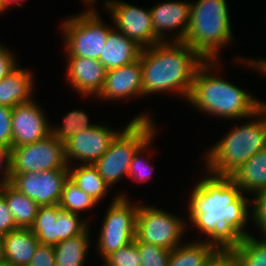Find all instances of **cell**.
I'll return each mask as SVG.
<instances>
[{"label":"cell","mask_w":266,"mask_h":266,"mask_svg":"<svg viewBox=\"0 0 266 266\" xmlns=\"http://www.w3.org/2000/svg\"><path fill=\"white\" fill-rule=\"evenodd\" d=\"M152 120L148 114L135 116L117 133L106 153L93 164L110 187L118 183L124 175H128L134 154L155 135L157 129Z\"/></svg>","instance_id":"6"},{"label":"cell","mask_w":266,"mask_h":266,"mask_svg":"<svg viewBox=\"0 0 266 266\" xmlns=\"http://www.w3.org/2000/svg\"><path fill=\"white\" fill-rule=\"evenodd\" d=\"M31 72L20 67L0 80V105L10 108L31 101L35 83Z\"/></svg>","instance_id":"20"},{"label":"cell","mask_w":266,"mask_h":266,"mask_svg":"<svg viewBox=\"0 0 266 266\" xmlns=\"http://www.w3.org/2000/svg\"><path fill=\"white\" fill-rule=\"evenodd\" d=\"M118 132L96 124L74 135L64 143L67 165L73 164L72 159L82 161L80 164L93 165L106 153Z\"/></svg>","instance_id":"13"},{"label":"cell","mask_w":266,"mask_h":266,"mask_svg":"<svg viewBox=\"0 0 266 266\" xmlns=\"http://www.w3.org/2000/svg\"><path fill=\"white\" fill-rule=\"evenodd\" d=\"M142 47L126 37L120 30L111 29L105 46L101 51L99 62L106 71L131 64L140 58Z\"/></svg>","instance_id":"18"},{"label":"cell","mask_w":266,"mask_h":266,"mask_svg":"<svg viewBox=\"0 0 266 266\" xmlns=\"http://www.w3.org/2000/svg\"><path fill=\"white\" fill-rule=\"evenodd\" d=\"M6 8L2 5V3H1V0H0V13H2V12H6Z\"/></svg>","instance_id":"45"},{"label":"cell","mask_w":266,"mask_h":266,"mask_svg":"<svg viewBox=\"0 0 266 266\" xmlns=\"http://www.w3.org/2000/svg\"><path fill=\"white\" fill-rule=\"evenodd\" d=\"M61 24L67 56H80L99 60L111 30L95 11H84Z\"/></svg>","instance_id":"7"},{"label":"cell","mask_w":266,"mask_h":266,"mask_svg":"<svg viewBox=\"0 0 266 266\" xmlns=\"http://www.w3.org/2000/svg\"><path fill=\"white\" fill-rule=\"evenodd\" d=\"M103 261V266H141L142 262L135 240L120 247Z\"/></svg>","instance_id":"31"},{"label":"cell","mask_w":266,"mask_h":266,"mask_svg":"<svg viewBox=\"0 0 266 266\" xmlns=\"http://www.w3.org/2000/svg\"><path fill=\"white\" fill-rule=\"evenodd\" d=\"M147 206L139 205L135 241L157 245L170 251L182 244L181 238L187 223L167 211Z\"/></svg>","instance_id":"9"},{"label":"cell","mask_w":266,"mask_h":266,"mask_svg":"<svg viewBox=\"0 0 266 266\" xmlns=\"http://www.w3.org/2000/svg\"><path fill=\"white\" fill-rule=\"evenodd\" d=\"M23 0H1L2 5L7 9L12 4H16L18 7H22L21 2Z\"/></svg>","instance_id":"42"},{"label":"cell","mask_w":266,"mask_h":266,"mask_svg":"<svg viewBox=\"0 0 266 266\" xmlns=\"http://www.w3.org/2000/svg\"><path fill=\"white\" fill-rule=\"evenodd\" d=\"M220 250L206 241L180 244L170 252L168 266H208Z\"/></svg>","instance_id":"22"},{"label":"cell","mask_w":266,"mask_h":266,"mask_svg":"<svg viewBox=\"0 0 266 266\" xmlns=\"http://www.w3.org/2000/svg\"><path fill=\"white\" fill-rule=\"evenodd\" d=\"M59 215V205L40 206L34 223L30 228L40 244L56 245V225Z\"/></svg>","instance_id":"26"},{"label":"cell","mask_w":266,"mask_h":266,"mask_svg":"<svg viewBox=\"0 0 266 266\" xmlns=\"http://www.w3.org/2000/svg\"><path fill=\"white\" fill-rule=\"evenodd\" d=\"M0 266H10L7 262H3L0 264Z\"/></svg>","instance_id":"46"},{"label":"cell","mask_w":266,"mask_h":266,"mask_svg":"<svg viewBox=\"0 0 266 266\" xmlns=\"http://www.w3.org/2000/svg\"><path fill=\"white\" fill-rule=\"evenodd\" d=\"M242 192L266 189V148L259 150L230 176Z\"/></svg>","instance_id":"21"},{"label":"cell","mask_w":266,"mask_h":266,"mask_svg":"<svg viewBox=\"0 0 266 266\" xmlns=\"http://www.w3.org/2000/svg\"><path fill=\"white\" fill-rule=\"evenodd\" d=\"M10 153L11 174L68 169L64 143L51 133L40 141L12 147Z\"/></svg>","instance_id":"10"},{"label":"cell","mask_w":266,"mask_h":266,"mask_svg":"<svg viewBox=\"0 0 266 266\" xmlns=\"http://www.w3.org/2000/svg\"><path fill=\"white\" fill-rule=\"evenodd\" d=\"M141 266H168L170 250L146 242H136Z\"/></svg>","instance_id":"32"},{"label":"cell","mask_w":266,"mask_h":266,"mask_svg":"<svg viewBox=\"0 0 266 266\" xmlns=\"http://www.w3.org/2000/svg\"><path fill=\"white\" fill-rule=\"evenodd\" d=\"M228 176L209 174L191 192L189 221L220 251L231 250L248 236L244 229L249 215V198Z\"/></svg>","instance_id":"1"},{"label":"cell","mask_w":266,"mask_h":266,"mask_svg":"<svg viewBox=\"0 0 266 266\" xmlns=\"http://www.w3.org/2000/svg\"><path fill=\"white\" fill-rule=\"evenodd\" d=\"M13 54L4 45L0 44V80L17 67L16 56L14 58Z\"/></svg>","instance_id":"38"},{"label":"cell","mask_w":266,"mask_h":266,"mask_svg":"<svg viewBox=\"0 0 266 266\" xmlns=\"http://www.w3.org/2000/svg\"><path fill=\"white\" fill-rule=\"evenodd\" d=\"M0 193L5 197L17 228L30 229L40 206L34 200L14 188L10 183L2 185Z\"/></svg>","instance_id":"23"},{"label":"cell","mask_w":266,"mask_h":266,"mask_svg":"<svg viewBox=\"0 0 266 266\" xmlns=\"http://www.w3.org/2000/svg\"><path fill=\"white\" fill-rule=\"evenodd\" d=\"M44 112L34 101L12 108V147L31 144L50 134V125Z\"/></svg>","instance_id":"14"},{"label":"cell","mask_w":266,"mask_h":266,"mask_svg":"<svg viewBox=\"0 0 266 266\" xmlns=\"http://www.w3.org/2000/svg\"><path fill=\"white\" fill-rule=\"evenodd\" d=\"M105 7L111 12L115 28L143 49L160 42L154 34L150 9L144 10L122 0H107Z\"/></svg>","instance_id":"12"},{"label":"cell","mask_w":266,"mask_h":266,"mask_svg":"<svg viewBox=\"0 0 266 266\" xmlns=\"http://www.w3.org/2000/svg\"><path fill=\"white\" fill-rule=\"evenodd\" d=\"M252 202L251 220L259 228L263 238H266V189L257 192L251 199Z\"/></svg>","instance_id":"34"},{"label":"cell","mask_w":266,"mask_h":266,"mask_svg":"<svg viewBox=\"0 0 266 266\" xmlns=\"http://www.w3.org/2000/svg\"><path fill=\"white\" fill-rule=\"evenodd\" d=\"M208 266H241V263L230 250H224L219 251Z\"/></svg>","instance_id":"39"},{"label":"cell","mask_w":266,"mask_h":266,"mask_svg":"<svg viewBox=\"0 0 266 266\" xmlns=\"http://www.w3.org/2000/svg\"><path fill=\"white\" fill-rule=\"evenodd\" d=\"M89 116L83 110H72L64 116L63 124L58 127H50V133L60 142L65 143L74 135L96 124H89ZM53 128V129H52Z\"/></svg>","instance_id":"29"},{"label":"cell","mask_w":266,"mask_h":266,"mask_svg":"<svg viewBox=\"0 0 266 266\" xmlns=\"http://www.w3.org/2000/svg\"><path fill=\"white\" fill-rule=\"evenodd\" d=\"M143 95L142 66L140 58L135 62L106 71L105 82L99 99H128Z\"/></svg>","instance_id":"16"},{"label":"cell","mask_w":266,"mask_h":266,"mask_svg":"<svg viewBox=\"0 0 266 266\" xmlns=\"http://www.w3.org/2000/svg\"><path fill=\"white\" fill-rule=\"evenodd\" d=\"M78 167L72 168V164L68 166L69 179L75 185L88 194L97 203L102 200L108 193L110 186L99 175L97 169L90 164H80Z\"/></svg>","instance_id":"25"},{"label":"cell","mask_w":266,"mask_h":266,"mask_svg":"<svg viewBox=\"0 0 266 266\" xmlns=\"http://www.w3.org/2000/svg\"><path fill=\"white\" fill-rule=\"evenodd\" d=\"M190 9L191 3L185 1H167L152 6L150 10L155 37L160 42H168L165 32L179 28V33L174 35L176 38L169 39V42L183 41L189 27Z\"/></svg>","instance_id":"15"},{"label":"cell","mask_w":266,"mask_h":266,"mask_svg":"<svg viewBox=\"0 0 266 266\" xmlns=\"http://www.w3.org/2000/svg\"><path fill=\"white\" fill-rule=\"evenodd\" d=\"M230 251L238 258L241 266H266V238L259 240L250 234Z\"/></svg>","instance_id":"27"},{"label":"cell","mask_w":266,"mask_h":266,"mask_svg":"<svg viewBox=\"0 0 266 266\" xmlns=\"http://www.w3.org/2000/svg\"><path fill=\"white\" fill-rule=\"evenodd\" d=\"M17 229L16 222L8 208L5 197L0 193V235L3 236Z\"/></svg>","instance_id":"37"},{"label":"cell","mask_w":266,"mask_h":266,"mask_svg":"<svg viewBox=\"0 0 266 266\" xmlns=\"http://www.w3.org/2000/svg\"><path fill=\"white\" fill-rule=\"evenodd\" d=\"M242 59V60H241ZM237 60L239 61V62H241V63H243V64H245L246 65V63H247V65L248 66H252L251 68H255V70L257 69V70H259L258 72H260V73H262L263 72V75H265L264 77H266V59L264 60H262L261 59V61L260 60H253V59H243V58H240L239 57V59L237 58Z\"/></svg>","instance_id":"41"},{"label":"cell","mask_w":266,"mask_h":266,"mask_svg":"<svg viewBox=\"0 0 266 266\" xmlns=\"http://www.w3.org/2000/svg\"><path fill=\"white\" fill-rule=\"evenodd\" d=\"M28 266H56L54 247L39 244Z\"/></svg>","instance_id":"36"},{"label":"cell","mask_w":266,"mask_h":266,"mask_svg":"<svg viewBox=\"0 0 266 266\" xmlns=\"http://www.w3.org/2000/svg\"><path fill=\"white\" fill-rule=\"evenodd\" d=\"M68 169H51L41 173L11 174L10 184L39 206L58 205Z\"/></svg>","instance_id":"11"},{"label":"cell","mask_w":266,"mask_h":266,"mask_svg":"<svg viewBox=\"0 0 266 266\" xmlns=\"http://www.w3.org/2000/svg\"><path fill=\"white\" fill-rule=\"evenodd\" d=\"M86 2V5L89 4L87 7V11H95L94 7L92 8V6H94V2L97 1V0H83ZM90 6V8H89Z\"/></svg>","instance_id":"44"},{"label":"cell","mask_w":266,"mask_h":266,"mask_svg":"<svg viewBox=\"0 0 266 266\" xmlns=\"http://www.w3.org/2000/svg\"><path fill=\"white\" fill-rule=\"evenodd\" d=\"M96 204L97 202L75 185L71 179L68 178L64 183L58 204L61 209L79 214L80 211L88 210Z\"/></svg>","instance_id":"28"},{"label":"cell","mask_w":266,"mask_h":266,"mask_svg":"<svg viewBox=\"0 0 266 266\" xmlns=\"http://www.w3.org/2000/svg\"><path fill=\"white\" fill-rule=\"evenodd\" d=\"M3 166V167H2ZM1 185L10 183L11 181V153L6 149L0 148V170H2Z\"/></svg>","instance_id":"40"},{"label":"cell","mask_w":266,"mask_h":266,"mask_svg":"<svg viewBox=\"0 0 266 266\" xmlns=\"http://www.w3.org/2000/svg\"><path fill=\"white\" fill-rule=\"evenodd\" d=\"M217 62L219 61H205L199 67L187 101L201 112L212 116L230 120L253 118V114L264 102L257 100L232 82L215 76L212 71L217 67Z\"/></svg>","instance_id":"3"},{"label":"cell","mask_w":266,"mask_h":266,"mask_svg":"<svg viewBox=\"0 0 266 266\" xmlns=\"http://www.w3.org/2000/svg\"><path fill=\"white\" fill-rule=\"evenodd\" d=\"M79 215L63 210L59 206V215L55 222L56 245L62 240L80 235L89 227L88 222L81 219Z\"/></svg>","instance_id":"30"},{"label":"cell","mask_w":266,"mask_h":266,"mask_svg":"<svg viewBox=\"0 0 266 266\" xmlns=\"http://www.w3.org/2000/svg\"><path fill=\"white\" fill-rule=\"evenodd\" d=\"M89 227L80 235L60 241L54 247L56 266H84L89 251Z\"/></svg>","instance_id":"24"},{"label":"cell","mask_w":266,"mask_h":266,"mask_svg":"<svg viewBox=\"0 0 266 266\" xmlns=\"http://www.w3.org/2000/svg\"><path fill=\"white\" fill-rule=\"evenodd\" d=\"M205 60L183 41L159 42L142 49L143 96L157 92L181 94L188 99L195 74Z\"/></svg>","instance_id":"2"},{"label":"cell","mask_w":266,"mask_h":266,"mask_svg":"<svg viewBox=\"0 0 266 266\" xmlns=\"http://www.w3.org/2000/svg\"><path fill=\"white\" fill-rule=\"evenodd\" d=\"M67 80L72 88L82 96L101 92L105 82V67L96 59L67 56Z\"/></svg>","instance_id":"17"},{"label":"cell","mask_w":266,"mask_h":266,"mask_svg":"<svg viewBox=\"0 0 266 266\" xmlns=\"http://www.w3.org/2000/svg\"><path fill=\"white\" fill-rule=\"evenodd\" d=\"M125 196H115L104 216L96 246L103 260L135 240L139 204L131 205Z\"/></svg>","instance_id":"8"},{"label":"cell","mask_w":266,"mask_h":266,"mask_svg":"<svg viewBox=\"0 0 266 266\" xmlns=\"http://www.w3.org/2000/svg\"><path fill=\"white\" fill-rule=\"evenodd\" d=\"M4 258L10 266H28L40 242L31 229L18 228L2 236Z\"/></svg>","instance_id":"19"},{"label":"cell","mask_w":266,"mask_h":266,"mask_svg":"<svg viewBox=\"0 0 266 266\" xmlns=\"http://www.w3.org/2000/svg\"><path fill=\"white\" fill-rule=\"evenodd\" d=\"M154 139L153 136L145 142V144L138 149V151L134 154L132 161L130 163L129 171H128V177L134 179L138 182H146L151 178V173L153 172V169L151 166H149L147 163L142 161L143 157L141 153L147 152L148 154V147L150 146L151 140ZM141 157V158H140Z\"/></svg>","instance_id":"33"},{"label":"cell","mask_w":266,"mask_h":266,"mask_svg":"<svg viewBox=\"0 0 266 266\" xmlns=\"http://www.w3.org/2000/svg\"><path fill=\"white\" fill-rule=\"evenodd\" d=\"M253 117L257 120L234 127L206 153L209 174L230 177L255 153L266 148L265 103Z\"/></svg>","instance_id":"4"},{"label":"cell","mask_w":266,"mask_h":266,"mask_svg":"<svg viewBox=\"0 0 266 266\" xmlns=\"http://www.w3.org/2000/svg\"><path fill=\"white\" fill-rule=\"evenodd\" d=\"M12 108L0 105V148L12 149Z\"/></svg>","instance_id":"35"},{"label":"cell","mask_w":266,"mask_h":266,"mask_svg":"<svg viewBox=\"0 0 266 266\" xmlns=\"http://www.w3.org/2000/svg\"><path fill=\"white\" fill-rule=\"evenodd\" d=\"M5 262L2 236L0 235V264Z\"/></svg>","instance_id":"43"},{"label":"cell","mask_w":266,"mask_h":266,"mask_svg":"<svg viewBox=\"0 0 266 266\" xmlns=\"http://www.w3.org/2000/svg\"><path fill=\"white\" fill-rule=\"evenodd\" d=\"M230 20L227 0L193 2L183 42L205 61H218L220 49L233 40Z\"/></svg>","instance_id":"5"}]
</instances>
